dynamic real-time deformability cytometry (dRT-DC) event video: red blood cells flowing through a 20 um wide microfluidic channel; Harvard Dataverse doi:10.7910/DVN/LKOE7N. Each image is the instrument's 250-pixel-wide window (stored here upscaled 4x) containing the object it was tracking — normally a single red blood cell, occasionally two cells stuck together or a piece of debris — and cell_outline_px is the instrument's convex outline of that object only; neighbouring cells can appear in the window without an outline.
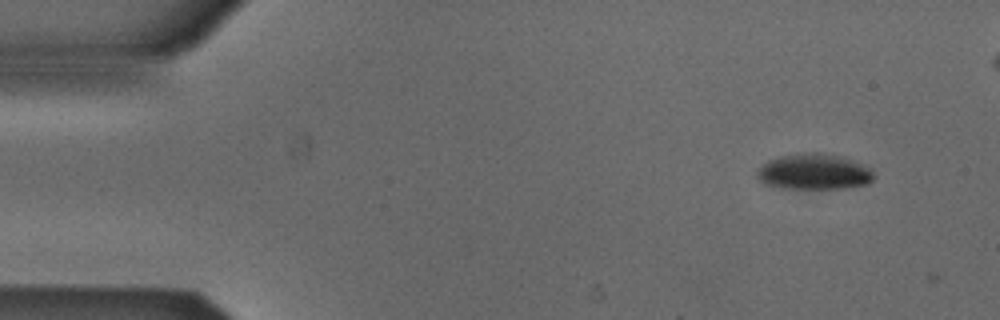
{"species": "Egyptian fruit bat (a non-hibernating species)", "species_latin": "Rousettus aegyptiacus", "temperature_condition": "cold", "stored_images_in_passage": 2, "camera_frame_rate_fps": 3000, "um_per_image_px": 0.085, "animal": {"sex": "male"}, "frame": {"image": 1, "passage_image": 1, "time_ms": 0.0, "image_size_px": [1000, 320], "cell_outline_px": [[876, 176], [868, 184], [844, 188], [784, 188], [764, 184], [756, 176], [756, 172], [768, 160], [780, 156], [804, 152], [816, 152], [836, 156], [860, 164], [868, 168]], "centroid_in_image_um": [69.15, 14.61], "position_along_channel_um": 15.8, "area_um2": 23.93}}